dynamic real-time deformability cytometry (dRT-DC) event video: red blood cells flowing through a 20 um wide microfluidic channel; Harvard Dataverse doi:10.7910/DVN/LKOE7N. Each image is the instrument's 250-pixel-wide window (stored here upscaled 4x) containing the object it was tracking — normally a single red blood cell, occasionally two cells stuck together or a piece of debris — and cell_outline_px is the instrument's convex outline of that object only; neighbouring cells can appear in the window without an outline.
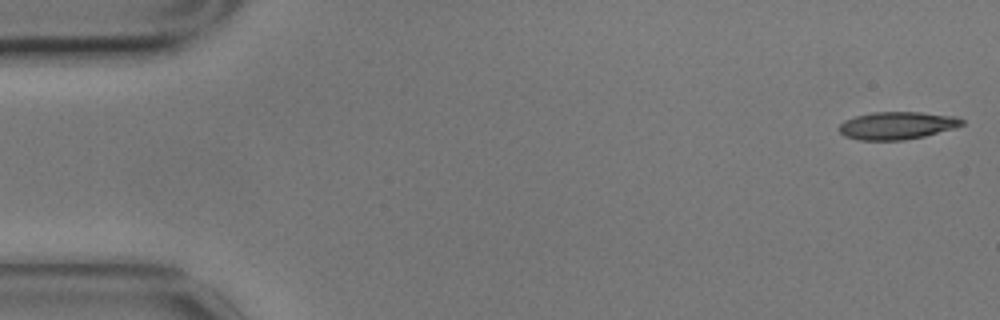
{"species": "common noctule bat (a hibernating species)", "species_latin": "Nyctalus noctula", "temperature_condition": "cold", "stored_images_in_passage": 56, "camera_frame_rate_fps": 3000, "um_per_image_px": 0.085, "animal": {"sex": "male", "body_mass_g": 17.9}, "frame": {"image": 1, "passage_image": 1, "time_ms": 0.0, "image_size_px": [1000, 320], "cell_outline_px": [[964, 124], [956, 128], [924, 136], [904, 140], [860, 140], [844, 136], [836, 128], [844, 120], [856, 116], [872, 112], [920, 112], [956, 116], [964, 120]], "centroid_in_image_um": [76.25, 10.67], "position_along_channel_um": 8.8, "area_um2": 19.94}}
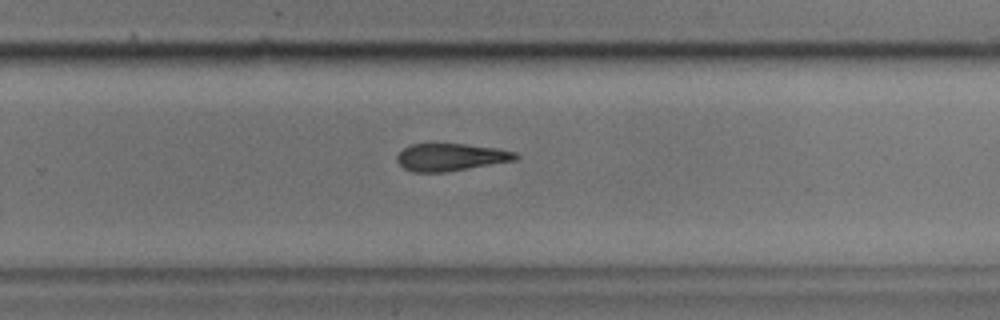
{"frame": {"image": 2, "passage_image": 36, "time_ms": 11.667, "image_size_px": [1000, 320], "cell_outline_px": [[520, 156], [516, 160], [448, 172], [412, 172], [404, 168], [396, 160], [396, 156], [404, 148], [412, 144], [464, 144], [500, 148], [516, 152]], "centroid_in_image_um": [38.35, 13.36], "position_along_channel_um": 291.5, "area_um2": 19.07}}
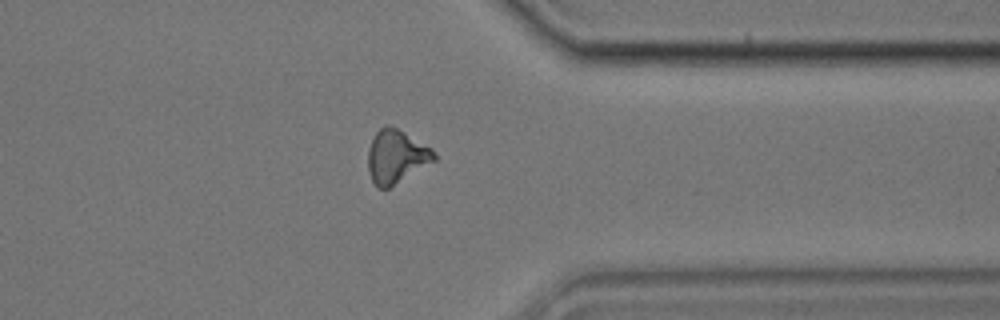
{"frame": {"image": 3, "passage_image": 44, "time_ms": 14.333, "image_size_px": [1000, 320], "cell_outline_px": [[436, 160], [388, 188], [380, 188], [372, 180], [368, 172], [368, 148], [376, 132], [380, 128], [388, 124], [404, 132], [432, 148], [436, 156]], "centroid_in_image_um": [33.67, 13.29], "position_along_channel_um": 377.7, "area_um2": 20.29}, "authors_computed_cell_mechanics": {"area_um2": 20.2878, "velocity_mm_per_s": 3.489, "shape_relaxation_time_tau1_ms": 4.721, "shape_relaxation_time_tau2_ms": null, "deformation_change_tau1": 0.1282, "deformation_change_tau2": null}}